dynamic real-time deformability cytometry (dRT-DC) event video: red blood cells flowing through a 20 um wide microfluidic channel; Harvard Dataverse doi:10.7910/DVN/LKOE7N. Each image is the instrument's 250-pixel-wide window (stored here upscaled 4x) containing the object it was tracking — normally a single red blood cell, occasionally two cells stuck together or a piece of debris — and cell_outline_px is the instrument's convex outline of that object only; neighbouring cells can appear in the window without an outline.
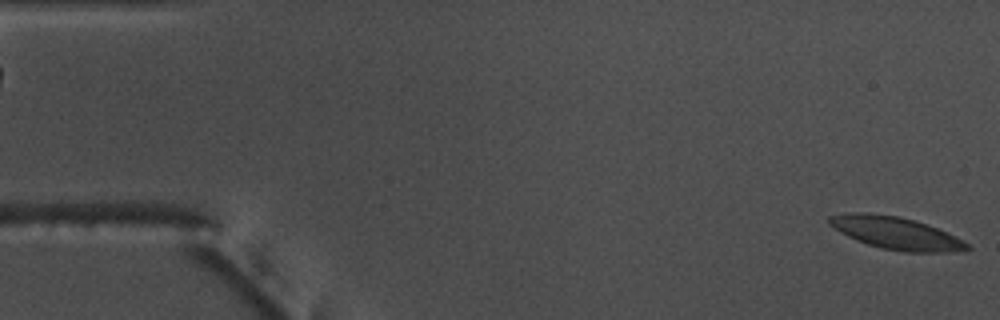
{"species": "common noctule bat (a hibernating species)", "species_latin": "Nyctalus noctula", "temperature_condition": "warm", "stored_images_in_passage": 27, "camera_frame_rate_fps": 3000, "um_per_image_px": 0.085, "animal": {"sex": "male", "body_mass_g": 17.5, "forearm_length_mm": 52.3}, "frame": {"image": 1, "passage_image": 1, "time_ms": 0.0, "image_size_px": [1000, 320], "cell_outline_px": [[972, 248], [948, 252], [904, 252], [880, 248], [856, 240], [840, 232], [828, 224], [828, 216], [852, 212], [864, 212], [896, 216], [912, 220], [936, 228], [968, 244]], "centroid_in_image_um": [76.07, 19.81], "position_along_channel_um": 8.9, "area_um2": 25.49}}
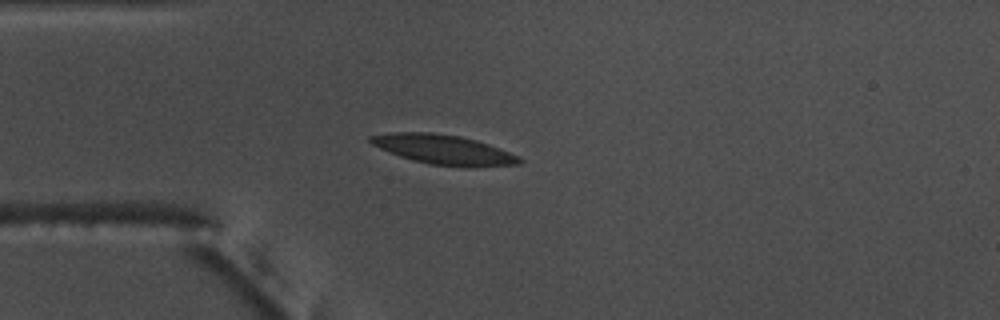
{"frame": {"image": 2, "passage_image": 19, "time_ms": 6.0, "image_size_px": [1000, 320], "cell_outline_px": [[524, 160], [520, 164], [468, 168], [428, 164], [412, 160], [400, 156], [380, 148], [372, 144], [368, 140], [368, 136], [392, 132], [432, 132], [460, 136], [476, 140], [488, 144], [520, 156]], "centroid_in_image_um": [37.74, 12.72], "position_along_channel_um": 47.3, "area_um2": 25.95}}